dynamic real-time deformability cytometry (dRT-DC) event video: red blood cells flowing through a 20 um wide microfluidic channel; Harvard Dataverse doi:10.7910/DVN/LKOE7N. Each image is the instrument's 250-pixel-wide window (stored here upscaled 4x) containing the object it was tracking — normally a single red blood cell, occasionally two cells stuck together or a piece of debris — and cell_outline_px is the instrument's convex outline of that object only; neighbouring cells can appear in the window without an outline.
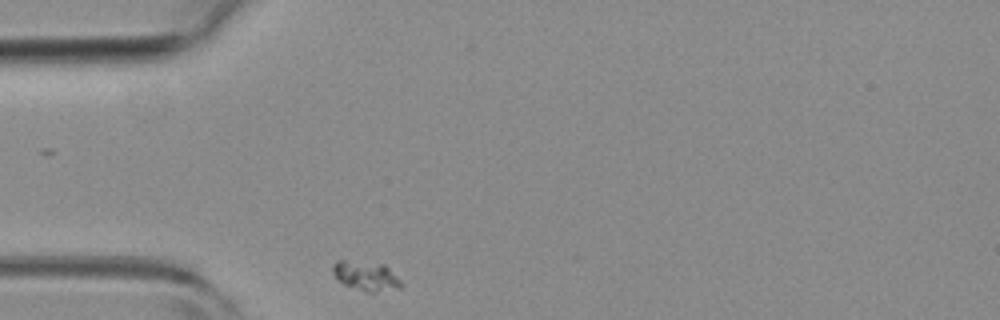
{"species": "common noctule bat (a hibernating species)", "species_latin": "Nyctalus noctula", "temperature_condition": "room temperature", "stored_images_in_passage": 30, "camera_frame_rate_fps": 3000, "um_per_image_px": 0.085, "animal": {"sex": "female", "body_mass_g": 19.3, "forearm_length_mm": 54.1}, "frame": {"image": 1, "passage_image": 1, "time_ms": 0.0, "image_size_px": [1000, 320], "cell_outline_px": [[404, 284], [400, 288], [376, 292], [364, 292], [344, 284], [336, 280], [332, 272], [332, 264], [336, 260], [344, 260], [384, 264]], "centroid_in_image_um": [31.07, 23.46], "position_along_channel_um": 53.9, "area_um2": 11.85}}
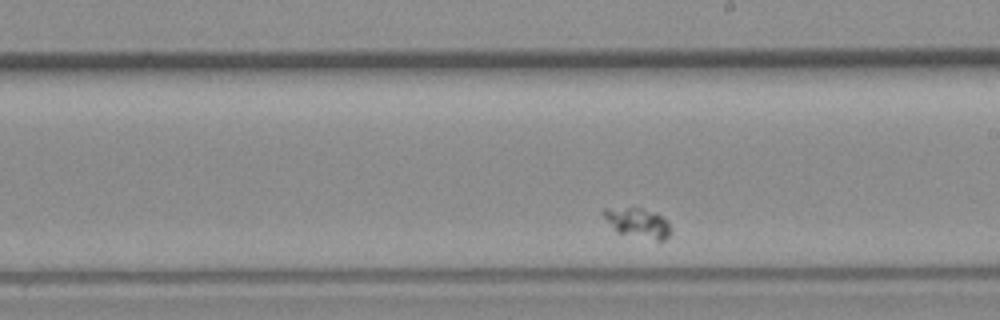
{"frame": {"image": 2, "passage_image": 18, "time_ms": 5.667, "image_size_px": [1000, 320], "cell_outline_px": [[672, 232], [664, 240], [656, 240], [616, 232], [600, 212], [600, 208], [640, 208], [660, 216], [668, 220], [672, 228]], "centroid_in_image_um": [54.2, 18.94], "position_along_channel_um": 234.8, "area_um2": 11.56}}
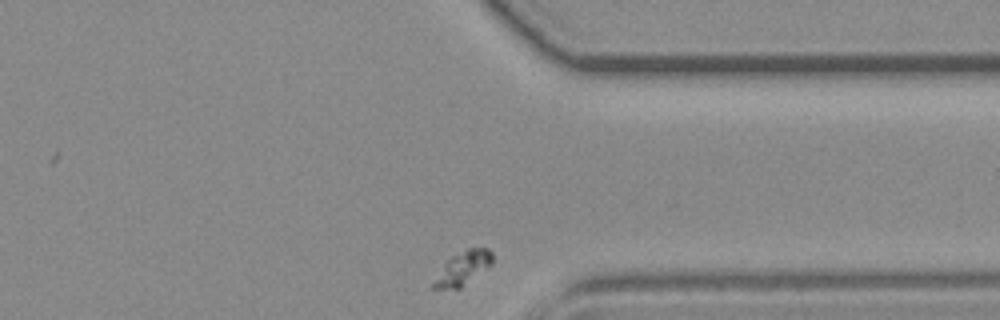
{"frame": {"image": 3, "passage_image": 30, "time_ms": 9.667, "image_size_px": [1000, 320], "cell_outline_px": [[492, 264], [460, 288], [432, 288], [432, 284], [448, 260], [452, 256], [468, 248], [488, 248], [492, 252]], "centroid_in_image_um": [39.39, 22.78], "position_along_channel_um": 372.0, "area_um2": 10.98}}